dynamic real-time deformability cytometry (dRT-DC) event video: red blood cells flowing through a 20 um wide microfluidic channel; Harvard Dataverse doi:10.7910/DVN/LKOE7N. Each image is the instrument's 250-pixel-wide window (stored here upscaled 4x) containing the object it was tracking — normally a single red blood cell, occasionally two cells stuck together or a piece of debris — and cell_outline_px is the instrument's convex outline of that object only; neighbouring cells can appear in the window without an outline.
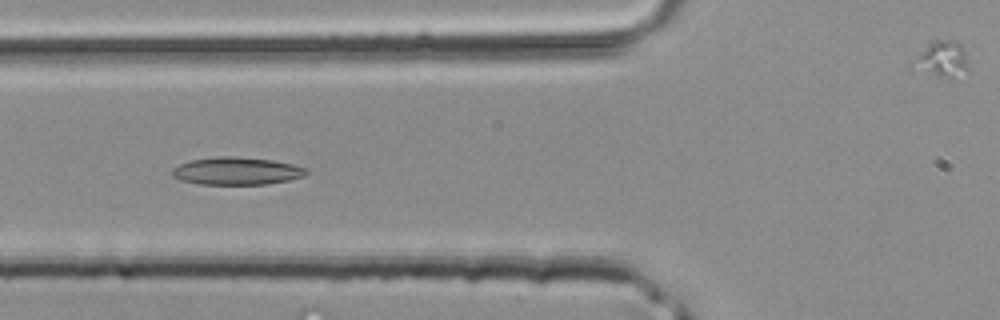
{"species": "common noctule bat (a hibernating species)", "species_latin": "Nyctalus noctula", "temperature_condition": "room temperature", "stored_images_in_passage": 43, "camera_frame_rate_fps": 3000, "um_per_image_px": 0.085, "animal": {"sex": "male", "body_mass_g": 20.4}, "frame": {"image": 1, "passage_image": 16, "time_ms": 5.0, "image_size_px": [1000, 320], "cell_outline_px": [[308, 172], [304, 176], [288, 180], [268, 184], [200, 184], [184, 180], [172, 176], [172, 168], [180, 164], [192, 160], [216, 156], [236, 156], [272, 160], [292, 164], [308, 168]], "centroid_in_image_um": [20.15, 14.53], "position_along_channel_um": 105.7, "area_um2": 21.5}}
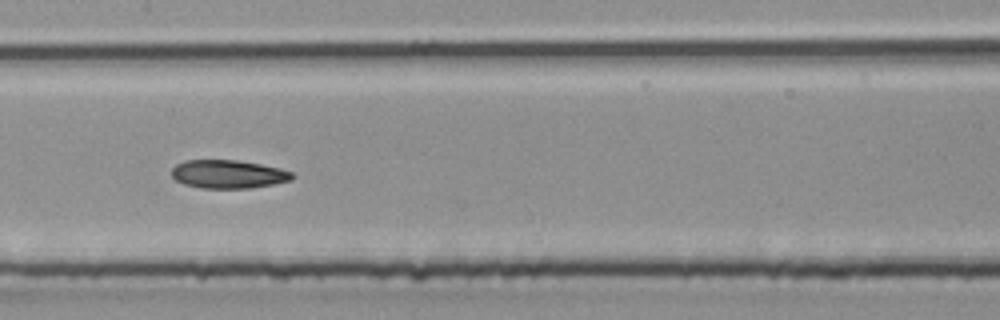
{"frame": {"image": 2, "passage_image": 21, "time_ms": 6.667, "image_size_px": [1000, 320], "cell_outline_px": [[296, 176], [292, 180], [252, 188], [200, 188], [184, 184], [176, 180], [172, 176], [172, 168], [176, 164], [184, 160], [236, 160], [260, 164], [280, 168], [292, 172]], "centroid_in_image_um": [19.41, 14.8], "position_along_channel_um": 188.0, "area_um2": 20.0}}
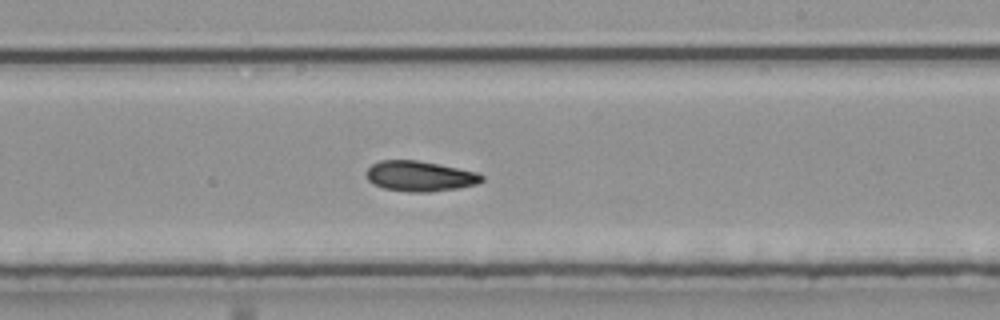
{"frame": {"image": 3, "passage_image": 25, "time_ms": 8.0, "image_size_px": [1000, 320], "cell_outline_px": [[484, 180], [476, 184], [456, 188], [428, 192], [408, 192], [384, 188], [372, 184], [364, 176], [364, 172], [372, 164], [380, 160], [416, 160], [440, 164], [476, 172], [484, 176]], "centroid_in_image_um": [35.63, 14.97], "position_along_channel_um": 253.4, "area_um2": 20.52}}